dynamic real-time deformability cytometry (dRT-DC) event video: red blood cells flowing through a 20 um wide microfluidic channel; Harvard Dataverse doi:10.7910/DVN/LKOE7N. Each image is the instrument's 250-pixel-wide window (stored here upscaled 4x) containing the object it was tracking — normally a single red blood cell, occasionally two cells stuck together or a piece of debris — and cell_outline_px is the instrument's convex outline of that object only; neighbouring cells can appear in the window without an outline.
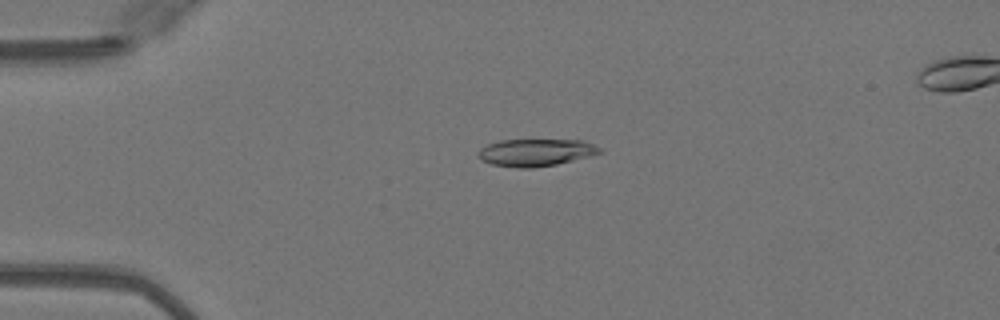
{"species": "Egyptian fruit bat (a non-hibernating species)", "species_latin": "Rousettus aegyptiacus", "temperature_condition": "warm", "stored_images_in_passage": 43, "camera_frame_rate_fps": 3000, "um_per_image_px": 0.085, "animal": {"sex": "female"}, "frame": {"image": 1, "passage_image": 5, "time_ms": 1.333, "image_size_px": [1000, 320], "cell_outline_px": [[604, 152], [556, 164], [532, 168], [520, 168], [492, 164], [480, 160], [476, 156], [476, 152], [480, 148], [488, 144], [500, 140], [584, 140], [600, 148]], "centroid_in_image_um": [45.49, 12.96], "position_along_channel_um": 39.5, "area_um2": 19.31}}
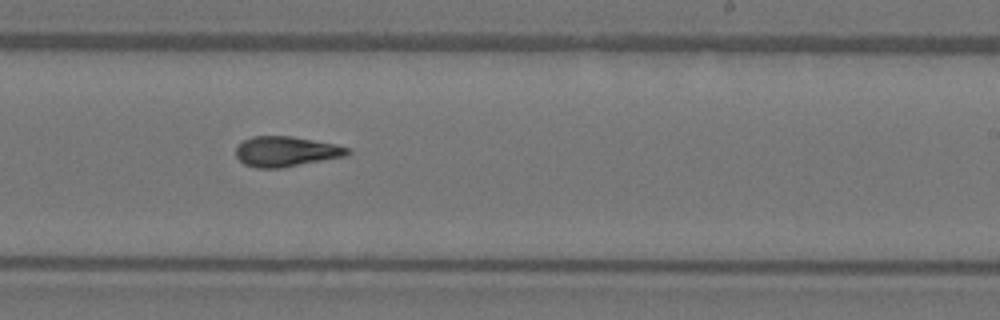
{"frame": {"image": 2, "passage_image": 24, "time_ms": 7.667, "image_size_px": [1000, 320], "cell_outline_px": [[352, 152], [344, 156], [280, 168], [256, 168], [244, 164], [236, 156], [236, 144], [252, 136], [292, 136], [336, 144], [352, 148]], "centroid_in_image_um": [24.3, 12.87], "position_along_channel_um": 264.7, "area_um2": 19.71}}
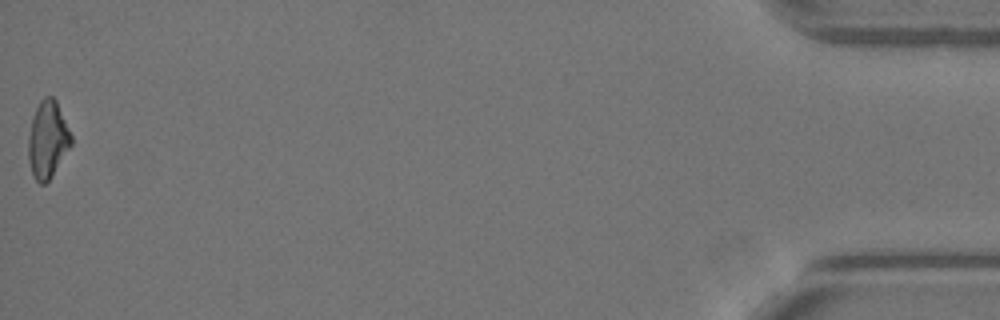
{"frame": {"image": 3, "passage_image": 43, "time_ms": 14.0, "image_size_px": [1000, 320], "cell_outline_px": [[72, 144], [52, 176], [44, 184], [40, 184], [36, 180], [32, 172], [28, 160], [28, 136], [32, 120], [36, 108], [40, 100], [44, 96], [52, 96], [56, 100], [72, 136]], "centroid_in_image_um": [4.05, 11.86], "position_along_channel_um": 431.2, "area_um2": 19.13}, "authors_computed_cell_mechanics": {"area_um2": 19.5364, "velocity_mm_per_s": 4.1059, "shape_relaxation_time_tau1_ms": 7.5594, "shape_relaxation_time_tau2_ms": 2.3089, "deformation_change_tau1": 0.2307, "deformation_change_tau2": 0.1052}}